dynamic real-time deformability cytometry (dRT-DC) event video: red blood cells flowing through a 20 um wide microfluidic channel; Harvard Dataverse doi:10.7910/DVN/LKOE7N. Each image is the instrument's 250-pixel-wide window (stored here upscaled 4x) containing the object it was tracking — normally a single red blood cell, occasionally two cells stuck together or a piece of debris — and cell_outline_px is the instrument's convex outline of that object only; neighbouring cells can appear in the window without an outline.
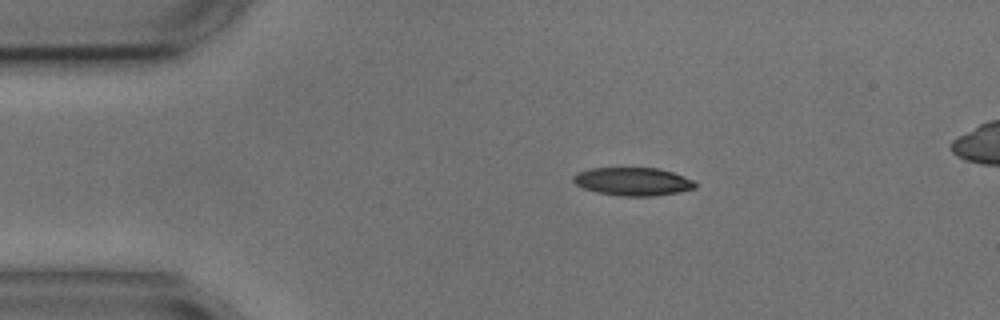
{"species": "common noctule bat (a hibernating species)", "species_latin": "Nyctalus noctula", "temperature_condition": "cold", "stored_images_in_passage": 4, "camera_frame_rate_fps": 3000, "um_per_image_px": 0.085, "animal": {"sex": "male", "body_mass_g": 17.9, "forearm_length_mm": 54.2}, "frame": {"image": 1, "passage_image": 2, "time_ms": 1.0, "image_size_px": [1000, 320], "cell_outline_px": [[696, 188], [656, 196], [620, 196], [596, 192], [584, 188], [576, 184], [572, 180], [572, 176], [576, 172], [592, 168], [660, 168], [696, 180]], "centroid_in_image_um": [53.8, 15.42], "position_along_channel_um": 31.2, "area_um2": 20.11}}